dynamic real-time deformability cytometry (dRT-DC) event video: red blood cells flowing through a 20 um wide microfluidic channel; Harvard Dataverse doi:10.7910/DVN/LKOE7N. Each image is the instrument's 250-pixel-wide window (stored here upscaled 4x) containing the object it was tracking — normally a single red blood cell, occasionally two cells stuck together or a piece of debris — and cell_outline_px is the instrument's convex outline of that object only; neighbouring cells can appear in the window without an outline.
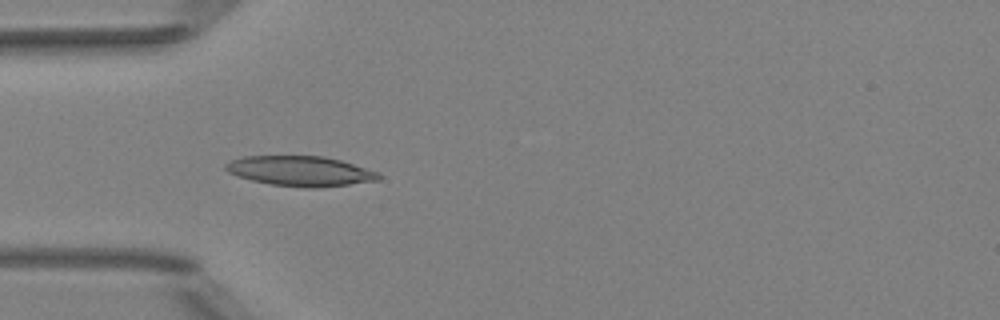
{"species": "Egyptian fruit bat (a non-hibernating species)", "species_latin": "Rousettus aegyptiacus", "temperature_condition": "room temperature", "stored_images_in_passage": 51, "camera_frame_rate_fps": 3000, "um_per_image_px": 0.085, "animal": {"sex": "female"}, "frame": {"image": 1, "passage_image": 16, "time_ms": 5.0, "image_size_px": [1000, 320], "cell_outline_px": [[380, 180], [316, 188], [304, 188], [272, 184], [252, 180], [228, 172], [224, 168], [224, 164], [232, 160], [244, 156], [324, 156], [340, 160], [380, 172]], "centroid_in_image_um": [25.55, 14.54], "position_along_channel_um": 59.5, "area_um2": 26.65}}
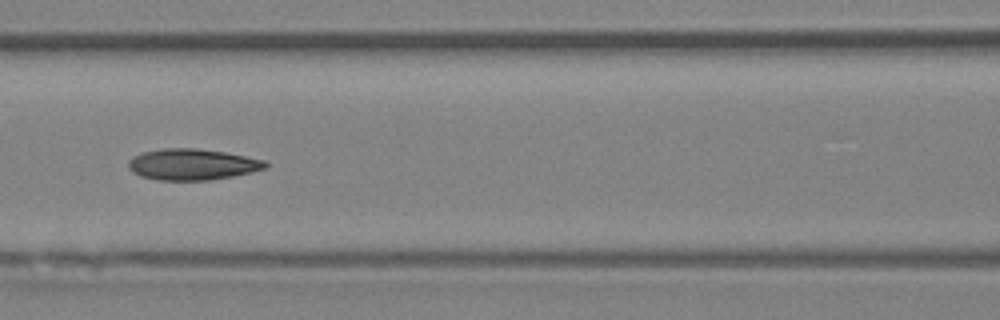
{"frame": {"image": 2, "passage_image": 23, "time_ms": 7.333, "image_size_px": [1000, 320], "cell_outline_px": [[268, 168], [252, 172], [232, 176], [208, 180], [156, 180], [140, 176], [132, 172], [128, 168], [128, 160], [132, 156], [140, 152], [164, 148], [196, 148], [224, 152], [264, 160], [268, 164]], "centroid_in_image_um": [16.3, 13.97], "position_along_channel_um": 150.3, "area_um2": 25.03}}
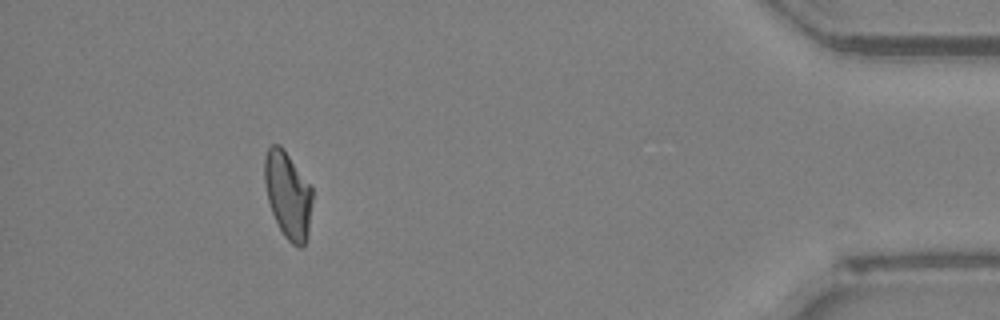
{"frame": {"image": 3, "passage_image": 47, "time_ms": 15.333, "image_size_px": [1000, 320], "cell_outline_px": [[312, 204], [308, 232], [304, 244], [300, 248], [292, 244], [284, 236], [272, 212], [268, 200], [264, 180], [264, 156], [268, 148], [272, 144], [280, 144], [284, 148], [312, 188]], "centroid_in_image_um": [24.46, 16.54], "position_along_channel_um": 410.7, "area_um2": 24.1}, "authors_computed_cell_mechanics": {"area_um2": 24.9696, "velocity_mm_per_s": 4.0117, "shape_relaxation_time_tau1_ms": 6.0257, "shape_relaxation_time_tau2_ms": 3.1051, "deformation_change_tau1": 0.1719, "deformation_change_tau2": 0.0905}}